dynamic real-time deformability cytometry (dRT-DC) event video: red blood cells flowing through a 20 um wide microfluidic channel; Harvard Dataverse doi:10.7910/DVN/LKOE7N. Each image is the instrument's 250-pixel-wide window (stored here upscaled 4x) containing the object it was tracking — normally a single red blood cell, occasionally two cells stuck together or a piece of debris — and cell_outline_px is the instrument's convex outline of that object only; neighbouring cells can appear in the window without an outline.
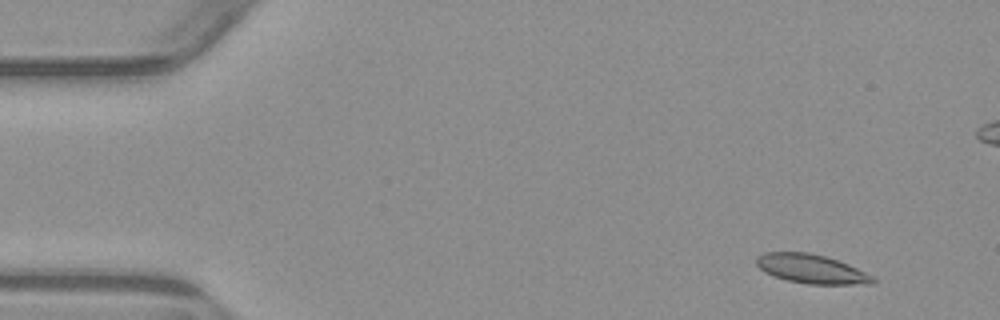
{"species": "common noctule bat (a hibernating species)", "species_latin": "Nyctalus noctula", "temperature_condition": "warm", "stored_images_in_passage": 4, "camera_frame_rate_fps": 3000, "um_per_image_px": 0.085, "animal": {"sex": "male", "body_mass_g": 23.1, "forearm_length_mm": 52.7}, "frame": {"image": 1, "passage_image": 1, "time_ms": 0.0, "image_size_px": [1000, 320], "cell_outline_px": [[876, 280], [872, 284], [808, 284], [788, 280], [764, 272], [756, 264], [756, 256], [764, 252], [808, 252], [824, 256], [848, 264], [872, 276]], "centroid_in_image_um": [68.94, 22.85], "position_along_channel_um": 16.1, "area_um2": 19.48}}